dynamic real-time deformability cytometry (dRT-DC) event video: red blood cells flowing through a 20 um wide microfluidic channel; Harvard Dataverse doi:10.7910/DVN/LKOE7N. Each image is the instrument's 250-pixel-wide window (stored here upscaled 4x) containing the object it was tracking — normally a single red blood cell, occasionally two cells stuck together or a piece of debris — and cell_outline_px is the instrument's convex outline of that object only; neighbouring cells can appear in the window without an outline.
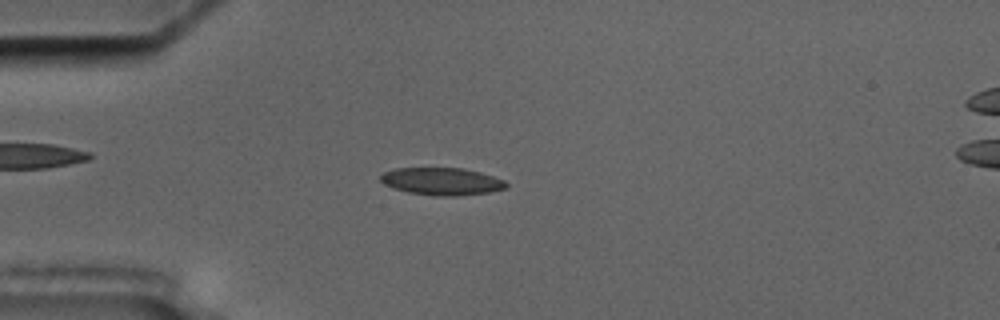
{"species": "common noctule bat (a hibernating species)", "species_latin": "Nyctalus noctula", "temperature_condition": "cold", "stored_images_in_passage": 5, "camera_frame_rate_fps": 3000, "um_per_image_px": 0.085, "animal": {"sex": "male", "body_mass_g": 17.5, "forearm_length_mm": 52.3}, "frame": {"image": 1, "passage_image": 4, "time_ms": 3.333, "image_size_px": [1000, 320], "cell_outline_px": [[508, 184], [504, 188], [488, 192], [456, 196], [432, 196], [408, 192], [392, 188], [384, 184], [380, 180], [380, 176], [384, 172], [396, 168], [460, 168], [480, 172], [504, 180]], "centroid_in_image_um": [37.51, 15.42], "position_along_channel_um": 47.5, "area_um2": 20.0}}